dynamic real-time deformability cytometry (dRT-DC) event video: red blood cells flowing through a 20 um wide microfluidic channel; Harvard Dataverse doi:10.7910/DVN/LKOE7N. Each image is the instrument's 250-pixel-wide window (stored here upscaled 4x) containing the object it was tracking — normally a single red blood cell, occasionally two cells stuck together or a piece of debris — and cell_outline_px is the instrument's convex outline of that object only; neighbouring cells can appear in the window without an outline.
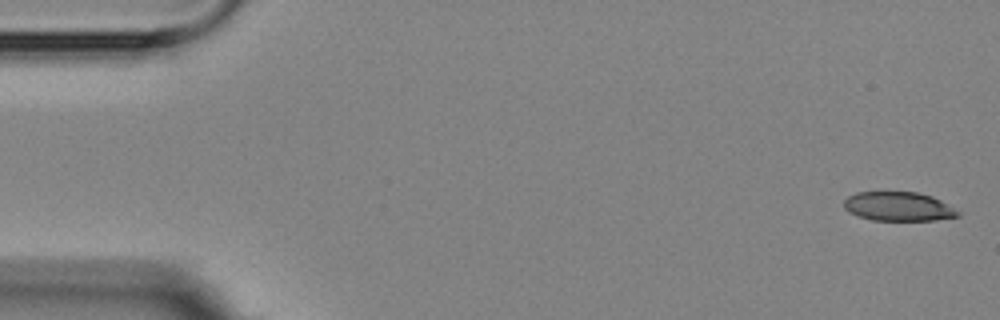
{"species": "Egyptian fruit bat (a non-hibernating species)", "species_latin": "Rousettus aegyptiacus", "temperature_condition": "room temperature", "stored_images_in_passage": 4, "camera_frame_rate_fps": 3000, "um_per_image_px": 0.085, "animal": {"sex": "female"}, "frame": {"image": 1, "passage_image": 1, "time_ms": 0.0, "image_size_px": [1000, 320], "cell_outline_px": [[960, 216], [936, 220], [872, 220], [848, 212], [844, 208], [844, 200], [848, 196], [856, 192], [916, 192], [932, 196], [940, 200], [960, 212]], "centroid_in_image_um": [76.36, 17.55], "position_along_channel_um": 8.6, "area_um2": 19.25}}
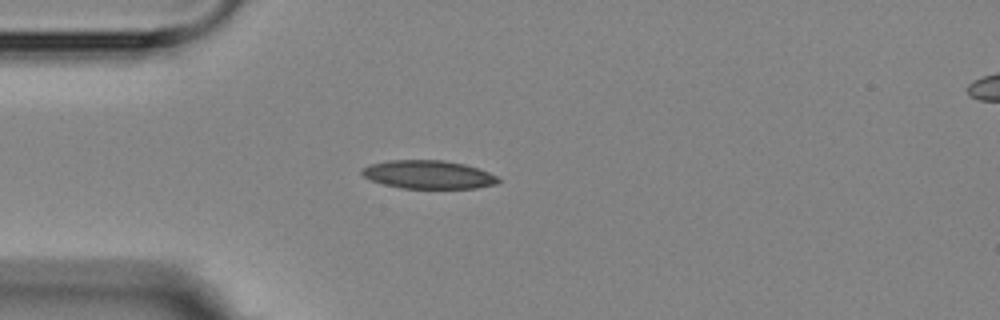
{"frame": {"image": 2, "passage_image": 4, "time_ms": 4.333, "image_size_px": [1000, 320], "cell_outline_px": [[500, 180], [496, 184], [476, 188], [404, 188], [384, 184], [372, 180], [364, 176], [360, 172], [360, 168], [368, 164], [388, 160], [444, 160], [464, 164], [480, 168], [496, 176]], "centroid_in_image_um": [36.39, 14.82], "position_along_channel_um": 48.6, "area_um2": 22.54}}